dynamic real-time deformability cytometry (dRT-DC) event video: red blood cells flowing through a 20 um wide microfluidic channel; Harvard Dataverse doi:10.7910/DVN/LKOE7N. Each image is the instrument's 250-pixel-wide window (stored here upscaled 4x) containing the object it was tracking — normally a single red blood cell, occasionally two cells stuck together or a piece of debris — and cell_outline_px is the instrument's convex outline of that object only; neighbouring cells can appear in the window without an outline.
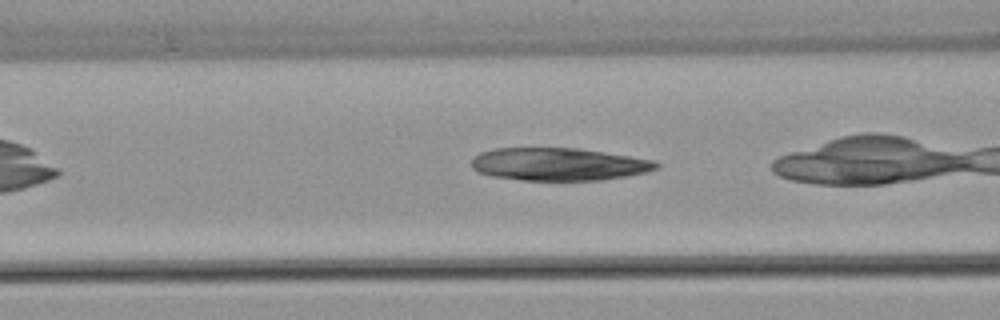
{"species": "common noctule bat (a hibernating species)", "species_latin": "Nyctalus noctula", "temperature_condition": "warm", "stored_images_in_passage": 23, "camera_frame_rate_fps": 3000, "um_per_image_px": 0.085, "animal": {"sex": "female", "body_mass_g": 22.7, "forearm_length_mm": 54.2}, "frame": {"image": 1, "passage_image": 3, "time_ms": 0.667, "image_size_px": [1000, 320], "cell_outline_px": [[660, 168], [644, 172], [624, 176], [600, 180], [520, 180], [492, 176], [476, 172], [472, 168], [472, 160], [480, 152], [492, 148], [580, 148], [652, 160], [660, 164]], "centroid_in_image_um": [47.44, 13.95], "position_along_channel_um": 119.2, "area_um2": 35.14}}
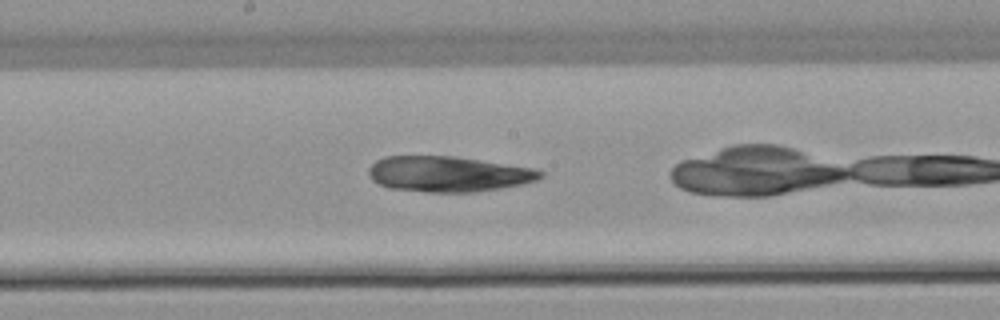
{"frame": {"image": 2, "passage_image": 10, "time_ms": 3.0, "image_size_px": [1000, 320], "cell_outline_px": [[544, 176], [536, 180], [524, 184], [500, 188], [472, 192], [428, 192], [388, 188], [372, 180], [368, 176], [368, 168], [376, 160], [384, 156], [456, 156], [532, 168], [544, 172]], "centroid_in_image_um": [38.08, 14.79], "position_along_channel_um": 210.1, "area_um2": 35.66}}